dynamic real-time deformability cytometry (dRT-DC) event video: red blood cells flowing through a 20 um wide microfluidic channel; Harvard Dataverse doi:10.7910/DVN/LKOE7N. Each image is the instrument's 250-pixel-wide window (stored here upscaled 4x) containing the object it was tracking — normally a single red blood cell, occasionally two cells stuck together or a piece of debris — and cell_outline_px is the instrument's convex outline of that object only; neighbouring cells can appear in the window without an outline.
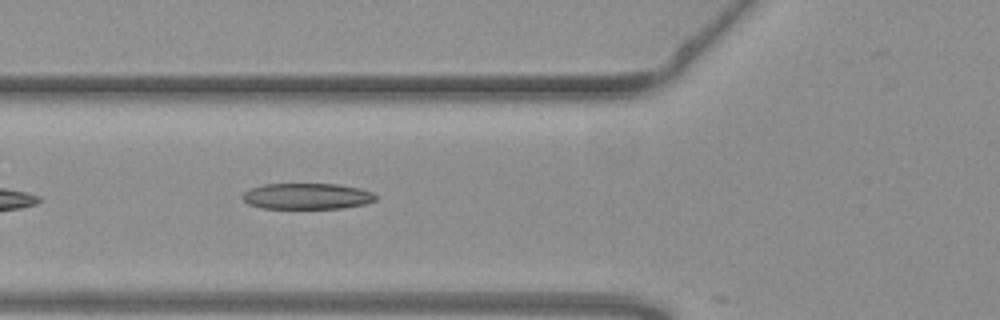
{"species": "common noctule bat (a hibernating species)", "species_latin": "Nyctalus noctula", "temperature_condition": "warm", "stored_images_in_passage": 14, "camera_frame_rate_fps": 3000, "um_per_image_px": 0.085, "animal": {"sex": "female", "body_mass_g": 19.3, "forearm_length_mm": 54.1}, "frame": {"image": 1, "passage_image": 3, "time_ms": 0.667, "image_size_px": [1000, 320], "cell_outline_px": [[376, 200], [364, 204], [344, 208], [264, 208], [248, 204], [240, 196], [244, 192], [252, 188], [264, 184], [340, 184], [360, 188], [372, 192], [376, 196]], "centroid_in_image_um": [26.1, 16.67], "position_along_channel_um": 99.7, "area_um2": 20.17}}